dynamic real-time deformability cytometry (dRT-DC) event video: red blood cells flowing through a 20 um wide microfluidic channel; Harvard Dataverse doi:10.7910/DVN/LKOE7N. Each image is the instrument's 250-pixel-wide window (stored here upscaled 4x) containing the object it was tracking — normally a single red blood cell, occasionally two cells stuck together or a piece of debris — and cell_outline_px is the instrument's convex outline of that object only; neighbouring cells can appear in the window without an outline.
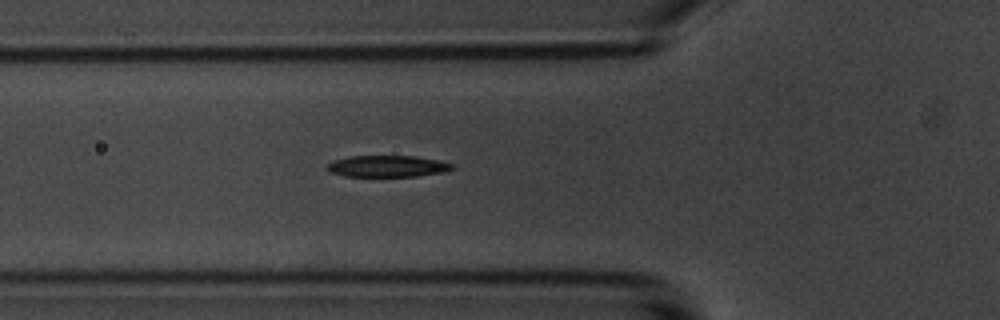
{"species": "common noctule bat (a hibernating species)", "species_latin": "Nyctalus noctula", "temperature_condition": "room temperature", "stored_images_in_passage": 4, "camera_frame_rate_fps": 3000, "um_per_image_px": 0.085, "animal": {"sex": "male", "body_mass_g": 20.1, "forearm_length_mm": 53.5}, "frame": {"image": 1, "passage_image": 4, "time_ms": 3.333, "image_size_px": [1000, 320], "cell_outline_px": [[456, 168], [444, 172], [416, 176], [344, 176], [328, 172], [324, 168], [328, 164], [336, 160], [348, 156], [412, 156], [436, 160], [452, 164]], "centroid_in_image_um": [32.89, 14.13], "position_along_channel_um": 92.9, "area_um2": 15.61}}